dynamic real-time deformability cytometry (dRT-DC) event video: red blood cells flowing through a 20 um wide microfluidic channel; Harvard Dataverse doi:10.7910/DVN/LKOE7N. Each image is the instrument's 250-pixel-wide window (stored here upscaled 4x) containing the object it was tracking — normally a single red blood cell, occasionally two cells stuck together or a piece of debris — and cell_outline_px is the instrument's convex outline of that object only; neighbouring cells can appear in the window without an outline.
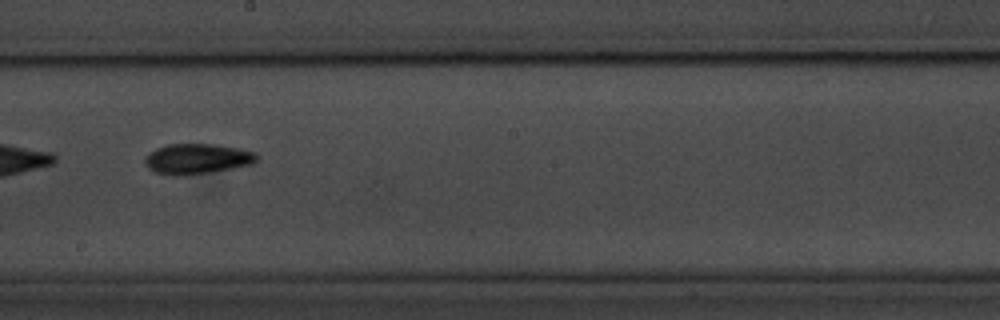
{"species": "common noctule bat (a hibernating species)", "species_latin": "Nyctalus noctula", "temperature_condition": "room temperature", "stored_images_in_passage": 8, "camera_frame_rate_fps": 3000, "um_per_image_px": 0.085, "animal": {"sex": "male", "body_mass_g": 20.1, "forearm_length_mm": 53.5}, "frame": {"image": 1, "passage_image": 6, "time_ms": 6.0, "image_size_px": [1000, 320], "cell_outline_px": [[260, 156], [252, 164], [184, 176], [172, 176], [156, 172], [148, 168], [144, 160], [148, 152], [156, 148], [168, 144], [212, 144], [240, 148], [256, 152]], "centroid_in_image_um": [16.74, 13.49], "position_along_channel_um": 231.5, "area_um2": 19.77}}